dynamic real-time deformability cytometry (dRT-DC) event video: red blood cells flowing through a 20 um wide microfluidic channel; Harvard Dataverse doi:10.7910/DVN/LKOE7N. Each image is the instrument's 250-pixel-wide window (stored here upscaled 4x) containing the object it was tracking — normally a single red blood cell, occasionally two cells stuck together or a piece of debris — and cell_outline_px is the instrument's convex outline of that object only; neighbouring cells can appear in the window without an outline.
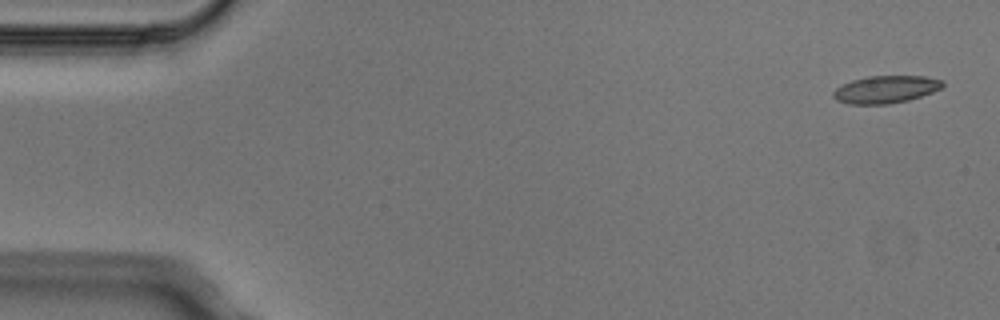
{"species": "Egyptian fruit bat (a non-hibernating species)", "species_latin": "Rousettus aegyptiacus", "temperature_condition": "cold", "stored_images_in_passage": 5, "camera_frame_rate_fps": 3000, "um_per_image_px": 0.085, "animal": {"sex": "male"}, "frame": {"image": 1, "passage_image": 1, "time_ms": 0.0, "image_size_px": [1000, 320], "cell_outline_px": [[944, 84], [940, 88], [932, 92], [908, 100], [888, 104], [848, 104], [836, 100], [832, 96], [832, 92], [836, 88], [852, 80], [868, 76], [924, 76], [944, 80]], "centroid_in_image_um": [75.27, 7.6], "position_along_channel_um": 9.7, "area_um2": 17.46}}
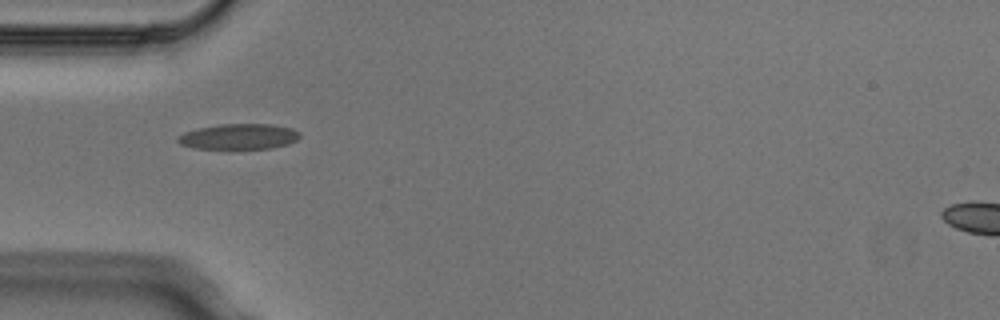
{"frame": {"image": 2, "passage_image": 5, "time_ms": 1.333, "image_size_px": [1000, 320], "cell_outline_px": [[300, 136], [296, 140], [288, 144], [272, 148], [232, 152], [228, 152], [192, 148], [180, 144], [176, 140], [184, 132], [200, 128], [220, 124], [272, 124], [292, 128], [300, 132]], "centroid_in_image_um": [20.29, 11.67], "position_along_channel_um": 64.7, "area_um2": 19.19}}